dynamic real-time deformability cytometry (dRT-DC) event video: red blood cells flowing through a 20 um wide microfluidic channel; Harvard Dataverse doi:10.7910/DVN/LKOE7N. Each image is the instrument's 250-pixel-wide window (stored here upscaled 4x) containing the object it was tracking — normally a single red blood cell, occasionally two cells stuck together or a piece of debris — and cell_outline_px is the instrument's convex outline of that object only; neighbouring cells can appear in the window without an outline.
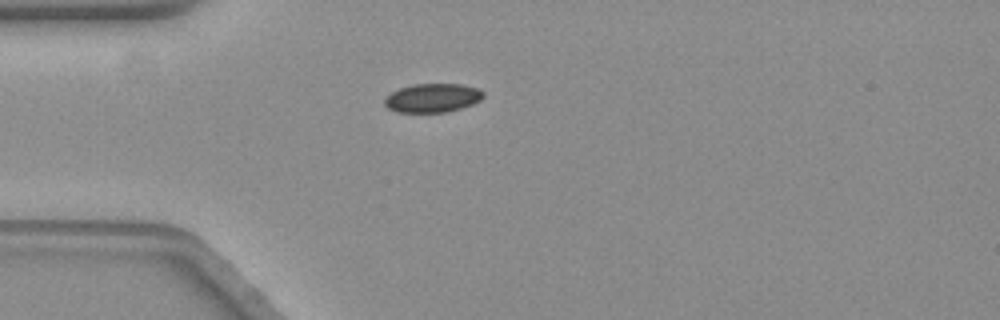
{"species": "common noctule bat (a hibernating species)", "species_latin": "Nyctalus noctula", "temperature_condition": "warm", "stored_images_in_passage": 33, "camera_frame_rate_fps": 3000, "um_per_image_px": 0.085, "animal": {"sex": "female", "body_mass_g": 19.3, "forearm_length_mm": 54.1}, "frame": {"image": 1, "passage_image": 1, "time_ms": 0.0, "image_size_px": [1000, 320], "cell_outline_px": [[484, 96], [480, 100], [472, 104], [460, 108], [444, 112], [396, 112], [388, 108], [384, 104], [384, 100], [392, 92], [400, 88], [412, 84], [460, 84], [476, 88], [484, 92]], "centroid_in_image_um": [36.75, 8.32], "position_along_channel_um": 48.2, "area_um2": 16.42}}
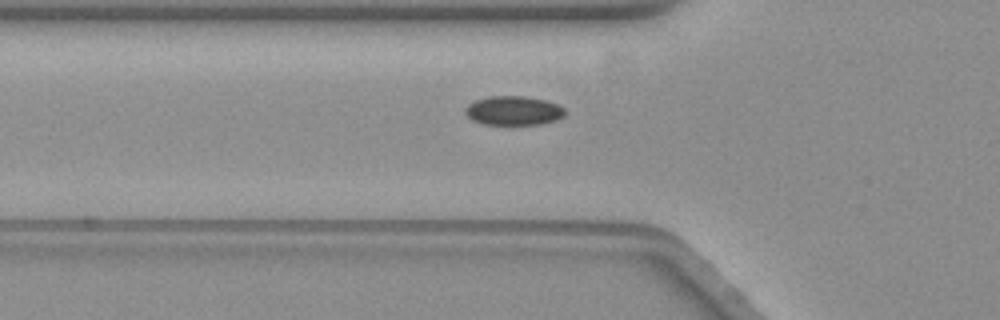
{"frame": {"image": 2, "passage_image": 5, "time_ms": 1.333, "image_size_px": [1000, 320], "cell_outline_px": [[564, 116], [556, 120], [540, 124], [484, 124], [472, 120], [464, 112], [464, 108], [468, 104], [476, 100], [488, 96], [524, 96], [544, 100], [560, 104], [564, 108]], "centroid_in_image_um": [43.64, 9.4], "position_along_channel_um": 82.2, "area_um2": 16.94}}